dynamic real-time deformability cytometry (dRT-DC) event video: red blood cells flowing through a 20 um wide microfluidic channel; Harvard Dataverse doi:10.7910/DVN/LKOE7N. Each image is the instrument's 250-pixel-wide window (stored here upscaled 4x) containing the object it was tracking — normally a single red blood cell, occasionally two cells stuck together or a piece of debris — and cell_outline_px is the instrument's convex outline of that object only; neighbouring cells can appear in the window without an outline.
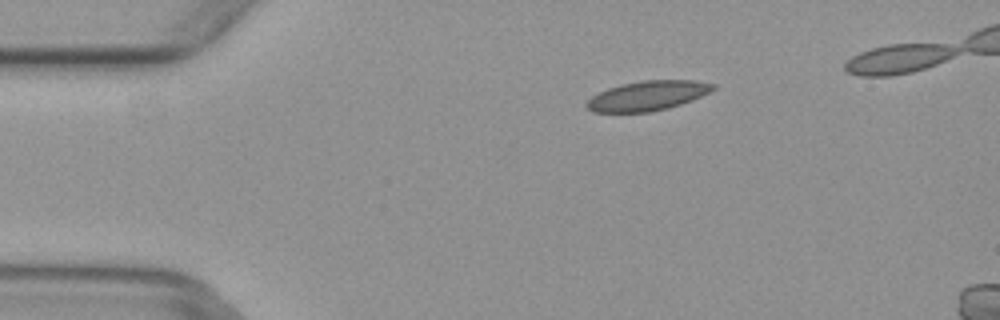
{"species": "common noctule bat (a hibernating species)", "species_latin": "Nyctalus noctula", "temperature_condition": "warm", "stored_images_in_passage": 4, "camera_frame_rate_fps": 3000, "um_per_image_px": 0.085, "animal": {"sex": "female", "body_mass_g": 29.2, "forearm_length_mm": 56.3}, "frame": {"image": 1, "passage_image": 2, "time_ms": 0.333, "image_size_px": [1000, 320], "cell_outline_px": [[716, 88], [692, 100], [668, 108], [652, 112], [592, 112], [584, 104], [592, 96], [608, 88], [620, 84], [640, 80], [696, 80], [716, 84]], "centroid_in_image_um": [55.04, 8.13], "position_along_channel_um": 30.0, "area_um2": 21.91}}